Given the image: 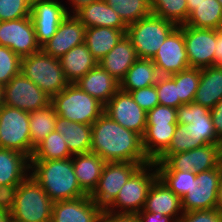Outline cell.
<instances>
[{
    "mask_svg": "<svg viewBox=\"0 0 222 222\" xmlns=\"http://www.w3.org/2000/svg\"><path fill=\"white\" fill-rule=\"evenodd\" d=\"M91 152L105 162H131L147 165L152 161L144 152L142 136L103 113L92 124Z\"/></svg>",
    "mask_w": 222,
    "mask_h": 222,
    "instance_id": "6da1fadb",
    "label": "cell"
},
{
    "mask_svg": "<svg viewBox=\"0 0 222 222\" xmlns=\"http://www.w3.org/2000/svg\"><path fill=\"white\" fill-rule=\"evenodd\" d=\"M29 175L53 202L87 195L78 184L72 157L57 160H30Z\"/></svg>",
    "mask_w": 222,
    "mask_h": 222,
    "instance_id": "7a4b0ae2",
    "label": "cell"
},
{
    "mask_svg": "<svg viewBox=\"0 0 222 222\" xmlns=\"http://www.w3.org/2000/svg\"><path fill=\"white\" fill-rule=\"evenodd\" d=\"M5 199L12 222H51L54 202L30 175Z\"/></svg>",
    "mask_w": 222,
    "mask_h": 222,
    "instance_id": "3957f363",
    "label": "cell"
},
{
    "mask_svg": "<svg viewBox=\"0 0 222 222\" xmlns=\"http://www.w3.org/2000/svg\"><path fill=\"white\" fill-rule=\"evenodd\" d=\"M51 105L58 116L87 125H92L104 113V105L75 83L53 96Z\"/></svg>",
    "mask_w": 222,
    "mask_h": 222,
    "instance_id": "277c9868",
    "label": "cell"
},
{
    "mask_svg": "<svg viewBox=\"0 0 222 222\" xmlns=\"http://www.w3.org/2000/svg\"><path fill=\"white\" fill-rule=\"evenodd\" d=\"M177 27L174 22L151 14L128 25L126 35L139 59H152Z\"/></svg>",
    "mask_w": 222,
    "mask_h": 222,
    "instance_id": "5b68a950",
    "label": "cell"
},
{
    "mask_svg": "<svg viewBox=\"0 0 222 222\" xmlns=\"http://www.w3.org/2000/svg\"><path fill=\"white\" fill-rule=\"evenodd\" d=\"M21 73L51 98L70 84L59 58L45 54L42 50L22 58Z\"/></svg>",
    "mask_w": 222,
    "mask_h": 222,
    "instance_id": "8992f818",
    "label": "cell"
},
{
    "mask_svg": "<svg viewBox=\"0 0 222 222\" xmlns=\"http://www.w3.org/2000/svg\"><path fill=\"white\" fill-rule=\"evenodd\" d=\"M157 178L154 162L141 166L121 187L115 200L105 210L125 214L140 212L144 208L149 189Z\"/></svg>",
    "mask_w": 222,
    "mask_h": 222,
    "instance_id": "52a82bcc",
    "label": "cell"
},
{
    "mask_svg": "<svg viewBox=\"0 0 222 222\" xmlns=\"http://www.w3.org/2000/svg\"><path fill=\"white\" fill-rule=\"evenodd\" d=\"M29 112L0 106V148L12 149L32 157Z\"/></svg>",
    "mask_w": 222,
    "mask_h": 222,
    "instance_id": "ba28073f",
    "label": "cell"
},
{
    "mask_svg": "<svg viewBox=\"0 0 222 222\" xmlns=\"http://www.w3.org/2000/svg\"><path fill=\"white\" fill-rule=\"evenodd\" d=\"M157 170H180L194 173L222 167V144L204 146L177 154H171L165 161H153Z\"/></svg>",
    "mask_w": 222,
    "mask_h": 222,
    "instance_id": "9c48e42d",
    "label": "cell"
},
{
    "mask_svg": "<svg viewBox=\"0 0 222 222\" xmlns=\"http://www.w3.org/2000/svg\"><path fill=\"white\" fill-rule=\"evenodd\" d=\"M222 167L208 171L191 172V186L181 198L183 212L215 209Z\"/></svg>",
    "mask_w": 222,
    "mask_h": 222,
    "instance_id": "30bf717a",
    "label": "cell"
},
{
    "mask_svg": "<svg viewBox=\"0 0 222 222\" xmlns=\"http://www.w3.org/2000/svg\"><path fill=\"white\" fill-rule=\"evenodd\" d=\"M141 166V163L106 162L98 185L90 195L91 199L105 210L115 200L121 187Z\"/></svg>",
    "mask_w": 222,
    "mask_h": 222,
    "instance_id": "8fae6325",
    "label": "cell"
},
{
    "mask_svg": "<svg viewBox=\"0 0 222 222\" xmlns=\"http://www.w3.org/2000/svg\"><path fill=\"white\" fill-rule=\"evenodd\" d=\"M51 104V97L22 73L3 86V105L31 112Z\"/></svg>",
    "mask_w": 222,
    "mask_h": 222,
    "instance_id": "7c38bea8",
    "label": "cell"
},
{
    "mask_svg": "<svg viewBox=\"0 0 222 222\" xmlns=\"http://www.w3.org/2000/svg\"><path fill=\"white\" fill-rule=\"evenodd\" d=\"M62 2L63 0H32L30 18L40 47L51 39L68 16L65 2Z\"/></svg>",
    "mask_w": 222,
    "mask_h": 222,
    "instance_id": "4fadbf2b",
    "label": "cell"
},
{
    "mask_svg": "<svg viewBox=\"0 0 222 222\" xmlns=\"http://www.w3.org/2000/svg\"><path fill=\"white\" fill-rule=\"evenodd\" d=\"M0 45L10 48L21 58L39 52L35 29L29 17L0 21Z\"/></svg>",
    "mask_w": 222,
    "mask_h": 222,
    "instance_id": "5bb4252c",
    "label": "cell"
},
{
    "mask_svg": "<svg viewBox=\"0 0 222 222\" xmlns=\"http://www.w3.org/2000/svg\"><path fill=\"white\" fill-rule=\"evenodd\" d=\"M178 27L183 31L190 68L202 69L214 66L216 30L188 25H179Z\"/></svg>",
    "mask_w": 222,
    "mask_h": 222,
    "instance_id": "9a60e30c",
    "label": "cell"
},
{
    "mask_svg": "<svg viewBox=\"0 0 222 222\" xmlns=\"http://www.w3.org/2000/svg\"><path fill=\"white\" fill-rule=\"evenodd\" d=\"M104 113L119 125L136 132L140 136L144 135L147 112L134 101L129 92L119 89L104 105Z\"/></svg>",
    "mask_w": 222,
    "mask_h": 222,
    "instance_id": "2e32d148",
    "label": "cell"
},
{
    "mask_svg": "<svg viewBox=\"0 0 222 222\" xmlns=\"http://www.w3.org/2000/svg\"><path fill=\"white\" fill-rule=\"evenodd\" d=\"M151 60L160 76H169L190 68L183 31L179 27L167 37Z\"/></svg>",
    "mask_w": 222,
    "mask_h": 222,
    "instance_id": "e0dca14e",
    "label": "cell"
},
{
    "mask_svg": "<svg viewBox=\"0 0 222 222\" xmlns=\"http://www.w3.org/2000/svg\"><path fill=\"white\" fill-rule=\"evenodd\" d=\"M177 124H185L197 139H203L207 144H222L215 133L211 110L195 102L179 105L176 108Z\"/></svg>",
    "mask_w": 222,
    "mask_h": 222,
    "instance_id": "ac0fdd59",
    "label": "cell"
},
{
    "mask_svg": "<svg viewBox=\"0 0 222 222\" xmlns=\"http://www.w3.org/2000/svg\"><path fill=\"white\" fill-rule=\"evenodd\" d=\"M30 173V159L15 150L0 148V198H5Z\"/></svg>",
    "mask_w": 222,
    "mask_h": 222,
    "instance_id": "d6986e66",
    "label": "cell"
},
{
    "mask_svg": "<svg viewBox=\"0 0 222 222\" xmlns=\"http://www.w3.org/2000/svg\"><path fill=\"white\" fill-rule=\"evenodd\" d=\"M103 209L90 195L53 203L51 222H100Z\"/></svg>",
    "mask_w": 222,
    "mask_h": 222,
    "instance_id": "ffe728a7",
    "label": "cell"
},
{
    "mask_svg": "<svg viewBox=\"0 0 222 222\" xmlns=\"http://www.w3.org/2000/svg\"><path fill=\"white\" fill-rule=\"evenodd\" d=\"M85 33L86 26L74 14H68L57 32L41 47V50L52 57L60 58L73 47L83 44Z\"/></svg>",
    "mask_w": 222,
    "mask_h": 222,
    "instance_id": "44dd1931",
    "label": "cell"
},
{
    "mask_svg": "<svg viewBox=\"0 0 222 222\" xmlns=\"http://www.w3.org/2000/svg\"><path fill=\"white\" fill-rule=\"evenodd\" d=\"M143 210L171 216L175 221L183 214L181 199L159 178L150 187Z\"/></svg>",
    "mask_w": 222,
    "mask_h": 222,
    "instance_id": "7402d4cb",
    "label": "cell"
},
{
    "mask_svg": "<svg viewBox=\"0 0 222 222\" xmlns=\"http://www.w3.org/2000/svg\"><path fill=\"white\" fill-rule=\"evenodd\" d=\"M138 59L135 48L125 34L116 46L98 64L117 82H121L129 68Z\"/></svg>",
    "mask_w": 222,
    "mask_h": 222,
    "instance_id": "603a6c76",
    "label": "cell"
},
{
    "mask_svg": "<svg viewBox=\"0 0 222 222\" xmlns=\"http://www.w3.org/2000/svg\"><path fill=\"white\" fill-rule=\"evenodd\" d=\"M75 84L103 105L120 89V83L99 64L81 77Z\"/></svg>",
    "mask_w": 222,
    "mask_h": 222,
    "instance_id": "cb8c5ba5",
    "label": "cell"
},
{
    "mask_svg": "<svg viewBox=\"0 0 222 222\" xmlns=\"http://www.w3.org/2000/svg\"><path fill=\"white\" fill-rule=\"evenodd\" d=\"M74 15L86 28L109 27L123 30L126 33L128 27L104 0L81 7Z\"/></svg>",
    "mask_w": 222,
    "mask_h": 222,
    "instance_id": "d4e9b609",
    "label": "cell"
},
{
    "mask_svg": "<svg viewBox=\"0 0 222 222\" xmlns=\"http://www.w3.org/2000/svg\"><path fill=\"white\" fill-rule=\"evenodd\" d=\"M73 169L80 188L91 195L96 189L106 162L94 152L72 156Z\"/></svg>",
    "mask_w": 222,
    "mask_h": 222,
    "instance_id": "484cf974",
    "label": "cell"
},
{
    "mask_svg": "<svg viewBox=\"0 0 222 222\" xmlns=\"http://www.w3.org/2000/svg\"><path fill=\"white\" fill-rule=\"evenodd\" d=\"M55 131L63 135L72 156L90 152L92 125L72 122L57 115Z\"/></svg>",
    "mask_w": 222,
    "mask_h": 222,
    "instance_id": "4316f807",
    "label": "cell"
},
{
    "mask_svg": "<svg viewBox=\"0 0 222 222\" xmlns=\"http://www.w3.org/2000/svg\"><path fill=\"white\" fill-rule=\"evenodd\" d=\"M59 61L69 83L77 82L98 65L85 43L70 49L59 58Z\"/></svg>",
    "mask_w": 222,
    "mask_h": 222,
    "instance_id": "83f0119b",
    "label": "cell"
},
{
    "mask_svg": "<svg viewBox=\"0 0 222 222\" xmlns=\"http://www.w3.org/2000/svg\"><path fill=\"white\" fill-rule=\"evenodd\" d=\"M222 99V67L200 69V82L193 102L210 110Z\"/></svg>",
    "mask_w": 222,
    "mask_h": 222,
    "instance_id": "f1b7e54d",
    "label": "cell"
},
{
    "mask_svg": "<svg viewBox=\"0 0 222 222\" xmlns=\"http://www.w3.org/2000/svg\"><path fill=\"white\" fill-rule=\"evenodd\" d=\"M126 33L109 27L86 28L85 44L92 56L99 62L118 44Z\"/></svg>",
    "mask_w": 222,
    "mask_h": 222,
    "instance_id": "f546056e",
    "label": "cell"
},
{
    "mask_svg": "<svg viewBox=\"0 0 222 222\" xmlns=\"http://www.w3.org/2000/svg\"><path fill=\"white\" fill-rule=\"evenodd\" d=\"M176 127L177 124H146L142 144L152 162L169 147Z\"/></svg>",
    "mask_w": 222,
    "mask_h": 222,
    "instance_id": "4dcf8cb0",
    "label": "cell"
},
{
    "mask_svg": "<svg viewBox=\"0 0 222 222\" xmlns=\"http://www.w3.org/2000/svg\"><path fill=\"white\" fill-rule=\"evenodd\" d=\"M160 77L155 63L151 59H137L120 82V89L131 92L155 85Z\"/></svg>",
    "mask_w": 222,
    "mask_h": 222,
    "instance_id": "1f68e13d",
    "label": "cell"
},
{
    "mask_svg": "<svg viewBox=\"0 0 222 222\" xmlns=\"http://www.w3.org/2000/svg\"><path fill=\"white\" fill-rule=\"evenodd\" d=\"M221 23V3L218 0H200L183 25L216 30Z\"/></svg>",
    "mask_w": 222,
    "mask_h": 222,
    "instance_id": "d6a6232c",
    "label": "cell"
},
{
    "mask_svg": "<svg viewBox=\"0 0 222 222\" xmlns=\"http://www.w3.org/2000/svg\"><path fill=\"white\" fill-rule=\"evenodd\" d=\"M57 114L50 104L47 107L29 112L32 155L34 149L55 130Z\"/></svg>",
    "mask_w": 222,
    "mask_h": 222,
    "instance_id": "836d02e7",
    "label": "cell"
},
{
    "mask_svg": "<svg viewBox=\"0 0 222 222\" xmlns=\"http://www.w3.org/2000/svg\"><path fill=\"white\" fill-rule=\"evenodd\" d=\"M128 26L152 14L150 0H104Z\"/></svg>",
    "mask_w": 222,
    "mask_h": 222,
    "instance_id": "e575fe53",
    "label": "cell"
},
{
    "mask_svg": "<svg viewBox=\"0 0 222 222\" xmlns=\"http://www.w3.org/2000/svg\"><path fill=\"white\" fill-rule=\"evenodd\" d=\"M70 157L72 155L63 135L54 130L34 149L30 160H57Z\"/></svg>",
    "mask_w": 222,
    "mask_h": 222,
    "instance_id": "d590c367",
    "label": "cell"
},
{
    "mask_svg": "<svg viewBox=\"0 0 222 222\" xmlns=\"http://www.w3.org/2000/svg\"><path fill=\"white\" fill-rule=\"evenodd\" d=\"M153 15L183 25L188 19L186 0H150Z\"/></svg>",
    "mask_w": 222,
    "mask_h": 222,
    "instance_id": "8d00e7d4",
    "label": "cell"
},
{
    "mask_svg": "<svg viewBox=\"0 0 222 222\" xmlns=\"http://www.w3.org/2000/svg\"><path fill=\"white\" fill-rule=\"evenodd\" d=\"M206 144L203 139H197L188 131L185 124H177L169 147L155 161H165L171 154L186 152Z\"/></svg>",
    "mask_w": 222,
    "mask_h": 222,
    "instance_id": "74e56055",
    "label": "cell"
},
{
    "mask_svg": "<svg viewBox=\"0 0 222 222\" xmlns=\"http://www.w3.org/2000/svg\"><path fill=\"white\" fill-rule=\"evenodd\" d=\"M171 76L177 85L179 100L183 104L193 102L200 82V68H188Z\"/></svg>",
    "mask_w": 222,
    "mask_h": 222,
    "instance_id": "f35d334b",
    "label": "cell"
},
{
    "mask_svg": "<svg viewBox=\"0 0 222 222\" xmlns=\"http://www.w3.org/2000/svg\"><path fill=\"white\" fill-rule=\"evenodd\" d=\"M158 178L180 199L191 186V171L157 170Z\"/></svg>",
    "mask_w": 222,
    "mask_h": 222,
    "instance_id": "ab89813d",
    "label": "cell"
},
{
    "mask_svg": "<svg viewBox=\"0 0 222 222\" xmlns=\"http://www.w3.org/2000/svg\"><path fill=\"white\" fill-rule=\"evenodd\" d=\"M22 58L10 48L0 45V84L3 86L21 73Z\"/></svg>",
    "mask_w": 222,
    "mask_h": 222,
    "instance_id": "60d3db41",
    "label": "cell"
},
{
    "mask_svg": "<svg viewBox=\"0 0 222 222\" xmlns=\"http://www.w3.org/2000/svg\"><path fill=\"white\" fill-rule=\"evenodd\" d=\"M159 104L177 108L183 103L179 100L177 85L171 75L160 76L155 84Z\"/></svg>",
    "mask_w": 222,
    "mask_h": 222,
    "instance_id": "b9f144b4",
    "label": "cell"
},
{
    "mask_svg": "<svg viewBox=\"0 0 222 222\" xmlns=\"http://www.w3.org/2000/svg\"><path fill=\"white\" fill-rule=\"evenodd\" d=\"M32 0H0V21L29 17Z\"/></svg>",
    "mask_w": 222,
    "mask_h": 222,
    "instance_id": "7bdbcfd3",
    "label": "cell"
},
{
    "mask_svg": "<svg viewBox=\"0 0 222 222\" xmlns=\"http://www.w3.org/2000/svg\"><path fill=\"white\" fill-rule=\"evenodd\" d=\"M130 94L134 101L146 112L159 105L158 93L155 85L133 90Z\"/></svg>",
    "mask_w": 222,
    "mask_h": 222,
    "instance_id": "ee69618b",
    "label": "cell"
},
{
    "mask_svg": "<svg viewBox=\"0 0 222 222\" xmlns=\"http://www.w3.org/2000/svg\"><path fill=\"white\" fill-rule=\"evenodd\" d=\"M146 124H177L176 108L157 105L147 112Z\"/></svg>",
    "mask_w": 222,
    "mask_h": 222,
    "instance_id": "f6af8a7d",
    "label": "cell"
},
{
    "mask_svg": "<svg viewBox=\"0 0 222 222\" xmlns=\"http://www.w3.org/2000/svg\"><path fill=\"white\" fill-rule=\"evenodd\" d=\"M176 222H222V215L216 209L183 212Z\"/></svg>",
    "mask_w": 222,
    "mask_h": 222,
    "instance_id": "bcb514c9",
    "label": "cell"
},
{
    "mask_svg": "<svg viewBox=\"0 0 222 222\" xmlns=\"http://www.w3.org/2000/svg\"><path fill=\"white\" fill-rule=\"evenodd\" d=\"M100 222H139L135 214L113 213L103 210Z\"/></svg>",
    "mask_w": 222,
    "mask_h": 222,
    "instance_id": "7dc6e473",
    "label": "cell"
},
{
    "mask_svg": "<svg viewBox=\"0 0 222 222\" xmlns=\"http://www.w3.org/2000/svg\"><path fill=\"white\" fill-rule=\"evenodd\" d=\"M139 222H176L171 216L160 213L144 211L143 209L135 214Z\"/></svg>",
    "mask_w": 222,
    "mask_h": 222,
    "instance_id": "c3c4849f",
    "label": "cell"
},
{
    "mask_svg": "<svg viewBox=\"0 0 222 222\" xmlns=\"http://www.w3.org/2000/svg\"><path fill=\"white\" fill-rule=\"evenodd\" d=\"M211 117L215 133L222 141V99L211 109Z\"/></svg>",
    "mask_w": 222,
    "mask_h": 222,
    "instance_id": "681fc988",
    "label": "cell"
},
{
    "mask_svg": "<svg viewBox=\"0 0 222 222\" xmlns=\"http://www.w3.org/2000/svg\"><path fill=\"white\" fill-rule=\"evenodd\" d=\"M100 0H67L68 4H66V9L68 14H74L81 7L91 4L92 2H96ZM70 5V6H68Z\"/></svg>",
    "mask_w": 222,
    "mask_h": 222,
    "instance_id": "f907efd6",
    "label": "cell"
},
{
    "mask_svg": "<svg viewBox=\"0 0 222 222\" xmlns=\"http://www.w3.org/2000/svg\"><path fill=\"white\" fill-rule=\"evenodd\" d=\"M214 66L222 67V37L218 35L216 30V46L214 51Z\"/></svg>",
    "mask_w": 222,
    "mask_h": 222,
    "instance_id": "816d5d0a",
    "label": "cell"
},
{
    "mask_svg": "<svg viewBox=\"0 0 222 222\" xmlns=\"http://www.w3.org/2000/svg\"><path fill=\"white\" fill-rule=\"evenodd\" d=\"M0 222H12L5 198H0Z\"/></svg>",
    "mask_w": 222,
    "mask_h": 222,
    "instance_id": "f5cc1de1",
    "label": "cell"
},
{
    "mask_svg": "<svg viewBox=\"0 0 222 222\" xmlns=\"http://www.w3.org/2000/svg\"><path fill=\"white\" fill-rule=\"evenodd\" d=\"M215 209L222 215V175L220 178V184H219V190H218V196H217Z\"/></svg>",
    "mask_w": 222,
    "mask_h": 222,
    "instance_id": "db71d44e",
    "label": "cell"
},
{
    "mask_svg": "<svg viewBox=\"0 0 222 222\" xmlns=\"http://www.w3.org/2000/svg\"><path fill=\"white\" fill-rule=\"evenodd\" d=\"M200 0H186L187 7H188V17L189 14L195 9V5H197Z\"/></svg>",
    "mask_w": 222,
    "mask_h": 222,
    "instance_id": "11a10c76",
    "label": "cell"
},
{
    "mask_svg": "<svg viewBox=\"0 0 222 222\" xmlns=\"http://www.w3.org/2000/svg\"><path fill=\"white\" fill-rule=\"evenodd\" d=\"M3 105V85L0 84V106Z\"/></svg>",
    "mask_w": 222,
    "mask_h": 222,
    "instance_id": "9f6ffc18",
    "label": "cell"
},
{
    "mask_svg": "<svg viewBox=\"0 0 222 222\" xmlns=\"http://www.w3.org/2000/svg\"><path fill=\"white\" fill-rule=\"evenodd\" d=\"M216 30H217L218 35L222 37V23L217 27Z\"/></svg>",
    "mask_w": 222,
    "mask_h": 222,
    "instance_id": "6f0895ef",
    "label": "cell"
}]
</instances>
